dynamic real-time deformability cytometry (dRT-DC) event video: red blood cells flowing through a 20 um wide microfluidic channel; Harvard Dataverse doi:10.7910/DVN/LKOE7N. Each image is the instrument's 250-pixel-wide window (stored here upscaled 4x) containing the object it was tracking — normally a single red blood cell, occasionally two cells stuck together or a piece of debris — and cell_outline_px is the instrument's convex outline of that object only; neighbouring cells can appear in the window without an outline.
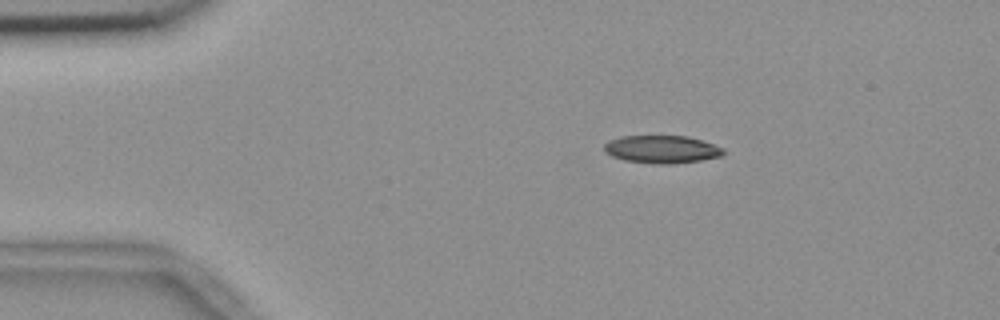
{"species": "common noctule bat (a hibernating species)", "species_latin": "Nyctalus noctula", "temperature_condition": "room temperature", "stored_images_in_passage": 2, "camera_frame_rate_fps": 3000, "um_per_image_px": 0.085, "animal": {"sex": "female", "body_mass_g": 18.4}, "frame": {"image": 1, "passage_image": 1, "time_ms": 0.0, "image_size_px": [1000, 320], "cell_outline_px": [[728, 152], [724, 156], [700, 160], [668, 164], [656, 164], [624, 160], [612, 156], [604, 152], [604, 144], [608, 140], [620, 136], [688, 136], [724, 148]], "centroid_in_image_um": [56.26, 12.69], "position_along_channel_um": 28.7, "area_um2": 19.42}}